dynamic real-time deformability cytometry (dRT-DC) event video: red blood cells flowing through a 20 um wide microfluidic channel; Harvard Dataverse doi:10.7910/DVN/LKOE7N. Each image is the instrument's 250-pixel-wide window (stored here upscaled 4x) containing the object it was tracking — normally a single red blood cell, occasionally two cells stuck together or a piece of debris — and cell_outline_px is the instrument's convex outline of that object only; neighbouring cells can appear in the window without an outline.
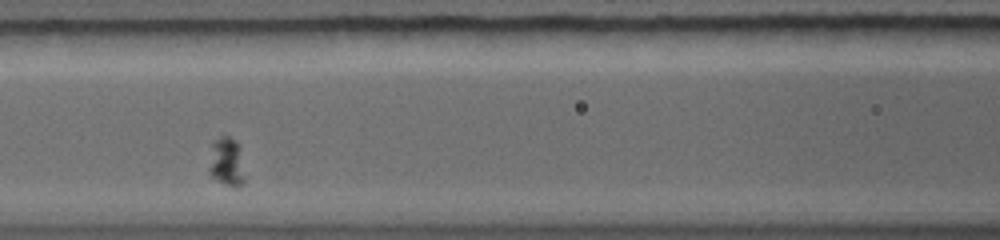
{"species": "common noctule bat (a hibernating species)", "species_latin": "Nyctalus noctula", "temperature_condition": "warm", "stored_images_in_passage": 18, "camera_frame_rate_fps": 5000, "um_per_image_px": 0.085, "animal": {"sex": "female", "body_mass_g": 19.0, "forearm_length_mm": 56.7}, "frame": {"image": 1, "passage_image": 7, "time_ms": 2.6, "image_size_px": [1000, 240], "cell_outline_px": [[244, 180], [236, 188], [224, 184], [208, 176], [208, 168], [212, 140], [224, 132], [240, 144], [244, 176]], "centroid_in_image_um": [19.22, 13.7], "position_along_channel_um": 147.4, "area_um2": 10.75}}